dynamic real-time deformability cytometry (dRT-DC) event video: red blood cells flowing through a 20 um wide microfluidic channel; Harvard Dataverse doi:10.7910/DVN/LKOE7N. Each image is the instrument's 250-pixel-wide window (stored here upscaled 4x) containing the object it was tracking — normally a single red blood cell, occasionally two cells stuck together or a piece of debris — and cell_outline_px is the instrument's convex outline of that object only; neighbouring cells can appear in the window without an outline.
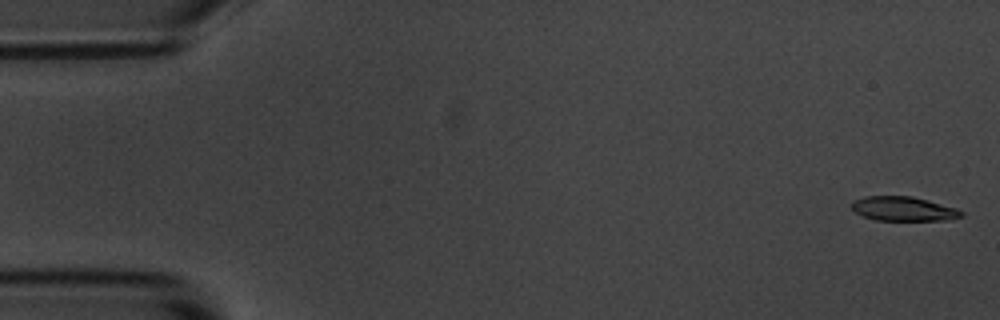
{"species": "common noctule bat (a hibernating species)", "species_latin": "Nyctalus noctula", "temperature_condition": "room temperature", "stored_images_in_passage": 55, "camera_frame_rate_fps": 3000, "um_per_image_px": 0.085, "animal": {"sex": "male", "body_mass_g": 20.1, "forearm_length_mm": 53.5}, "frame": {"image": 1, "passage_image": 1, "time_ms": 0.0, "image_size_px": [1000, 320], "cell_outline_px": [[964, 216], [948, 220], [876, 220], [864, 216], [856, 212], [848, 204], [852, 200], [864, 196], [912, 196], [956, 208], [964, 212]], "centroid_in_image_um": [76.77, 17.74], "position_along_channel_um": 8.2, "area_um2": 15.61}}
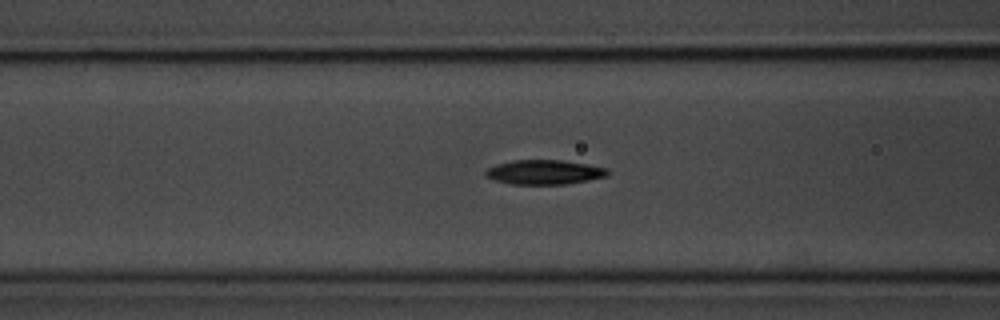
{"frame": {"image": 2, "passage_image": 21, "time_ms": 6.667, "image_size_px": [1000, 320], "cell_outline_px": [[608, 176], [568, 184], [512, 184], [496, 180], [484, 176], [484, 172], [488, 168], [496, 164], [512, 160], [560, 160], [588, 164], [608, 168]], "centroid_in_image_um": [46.27, 14.63], "position_along_channel_um": 120.3, "area_um2": 17.46}}
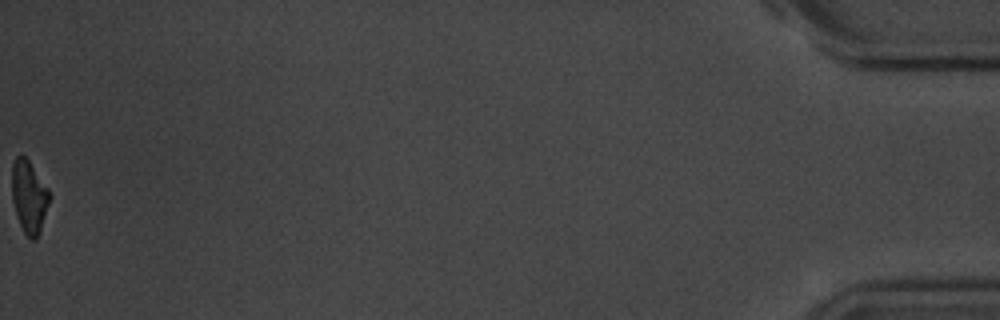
{"frame": {"image": 3, "passage_image": 55, "time_ms": 18.0, "image_size_px": [1000, 320], "cell_outline_px": [[52, 196], [40, 232], [36, 240], [32, 240], [24, 232], [20, 224], [12, 200], [12, 164], [16, 156], [24, 156], [28, 160], [48, 188]], "centroid_in_image_um": [2.49, 16.74], "position_along_channel_um": 432.7, "area_um2": 15.9}, "authors_computed_cell_mechanics": {"area_um2": 17.2822, "velocity_mm_per_s": 3.6586, "shape_relaxation_time_tau1_ms": 2.9997, "shape_relaxation_time_tau2_ms": null, "deformation_change_tau1": 0.1398, "deformation_change_tau2": null}}